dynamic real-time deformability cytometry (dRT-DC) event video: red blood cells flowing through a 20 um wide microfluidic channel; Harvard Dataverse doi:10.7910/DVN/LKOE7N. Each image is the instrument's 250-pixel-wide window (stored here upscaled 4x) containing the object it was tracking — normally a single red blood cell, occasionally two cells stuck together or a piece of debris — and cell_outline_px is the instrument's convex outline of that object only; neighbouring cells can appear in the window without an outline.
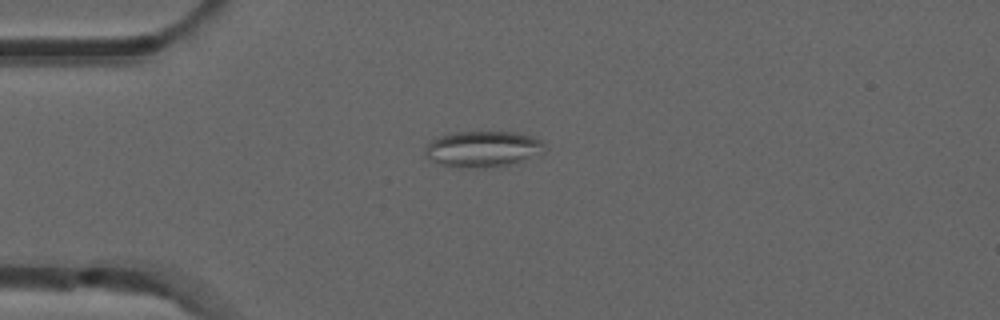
{"species": "common noctule bat (a hibernating species)", "species_latin": "Nyctalus noctula", "temperature_condition": "room temperature", "stored_images_in_passage": 34, "camera_frame_rate_fps": 3000, "um_per_image_px": 0.085, "animal": {"sex": "male", "forearm_length_mm": 52.5}, "frame": {"image": 1, "passage_image": 1, "time_ms": 0.0, "image_size_px": [1000, 320], "cell_outline_px": [[548, 148], [544, 152], [508, 164], [484, 168], [440, 164], [424, 156], [424, 148], [432, 140], [440, 136], [452, 132], [516, 132], [532, 136], [540, 140]], "centroid_in_image_um": [41.03, 12.64], "position_along_channel_um": 44.0, "area_um2": 24.74}}
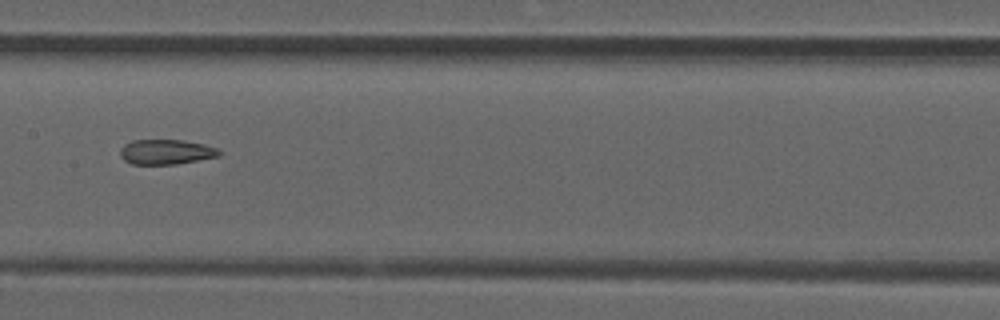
{"frame": {"image": 2, "passage_image": 14, "time_ms": 4.333, "image_size_px": [1000, 320], "cell_outline_px": [[220, 156], [176, 164], [132, 164], [124, 160], [120, 156], [120, 148], [124, 144], [132, 140], [184, 140], [204, 144], [216, 148], [220, 152]], "centroid_in_image_um": [14.09, 12.91], "position_along_channel_um": 193.3, "area_um2": 14.39}}
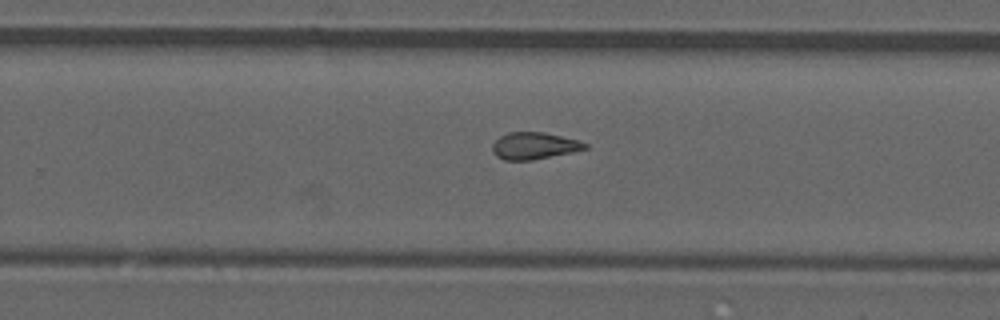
{"frame": {"image": 3, "passage_image": 21, "time_ms": 6.667, "image_size_px": [1000, 320], "cell_outline_px": [[588, 148], [572, 152], [532, 160], [504, 160], [496, 156], [492, 152], [492, 144], [500, 136], [508, 132], [544, 132], [580, 140], [588, 144]], "centroid_in_image_um": [45.4, 12.39], "position_along_channel_um": 284.4, "area_um2": 14.62}, "authors_computed_cell_mechanics": {"area_um2": 14.8546, "velocity_mm_per_s": 3.9198, "shape_relaxation_time_tau1_ms": null, "shape_relaxation_time_tau2_ms": 3.041, "deformation_change_tau1": null, "deformation_change_tau2": 0.1127}}